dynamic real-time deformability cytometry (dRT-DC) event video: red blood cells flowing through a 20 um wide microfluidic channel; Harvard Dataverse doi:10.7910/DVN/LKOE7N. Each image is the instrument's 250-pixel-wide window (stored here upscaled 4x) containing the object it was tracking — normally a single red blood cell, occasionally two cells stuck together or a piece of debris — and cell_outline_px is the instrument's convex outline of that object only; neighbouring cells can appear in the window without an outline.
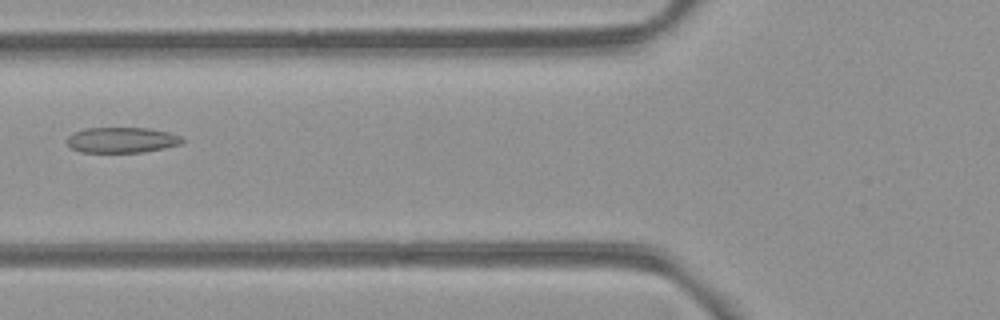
{"species": "common noctule bat (a hibernating species)", "species_latin": "Nyctalus noctula", "temperature_condition": "room temperature", "stored_images_in_passage": 4, "camera_frame_rate_fps": 3000, "um_per_image_px": 0.085, "animal": {"sex": "female", "body_mass_g": 21.9}, "frame": {"image": 1, "passage_image": 3, "time_ms": 2.333, "image_size_px": [1000, 320], "cell_outline_px": [[184, 140], [180, 144], [164, 148], [144, 152], [80, 152], [72, 148], [68, 144], [68, 136], [72, 132], [84, 128], [148, 128], [168, 132], [184, 136]], "centroid_in_image_um": [10.37, 11.89], "position_along_channel_um": 115.4, "area_um2": 17.22}}
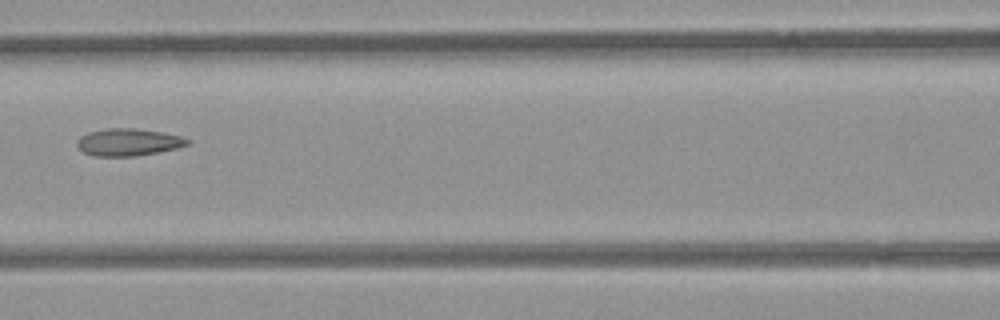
{"frame": {"image": 2, "passage_image": 4, "time_ms": 3.333, "image_size_px": [1000, 320], "cell_outline_px": [[192, 140], [188, 144], [176, 148], [136, 156], [92, 156], [84, 152], [76, 144], [76, 140], [80, 136], [88, 132], [108, 128], [136, 128], [160, 132], [180, 136]], "centroid_in_image_um": [10.87, 12.08], "position_along_channel_um": 155.7, "area_um2": 17.46}}